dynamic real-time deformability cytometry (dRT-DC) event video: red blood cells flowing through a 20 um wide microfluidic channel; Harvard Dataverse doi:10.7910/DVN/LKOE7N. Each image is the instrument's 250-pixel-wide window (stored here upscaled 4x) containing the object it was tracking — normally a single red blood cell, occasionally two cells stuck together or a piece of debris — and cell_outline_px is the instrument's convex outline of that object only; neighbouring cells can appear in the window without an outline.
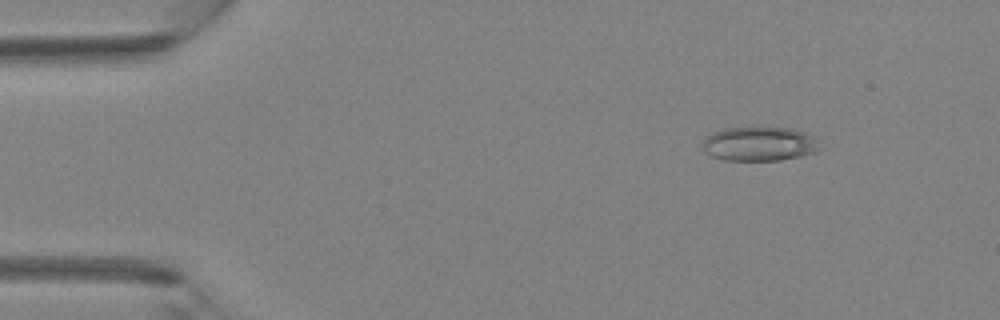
{"species": "Egyptian fruit bat (a non-hibernating species)", "species_latin": "Rousettus aegyptiacus", "temperature_condition": "room temperature", "stored_images_in_passage": 45, "camera_frame_rate_fps": 3000, "um_per_image_px": 0.085, "animal": {"sex": "female"}, "frame": {"image": 1, "passage_image": 6, "time_ms": 1.667, "image_size_px": [1000, 320], "cell_outline_px": [[824, 148], [816, 152], [800, 156], [780, 160], [724, 160], [712, 156], [704, 152], [700, 148], [704, 140], [712, 132], [724, 128], [764, 124], [792, 128], [804, 132], [812, 136]], "centroid_in_image_um": [64.55, 12.18], "position_along_channel_um": 20.5, "area_um2": 24.45}}
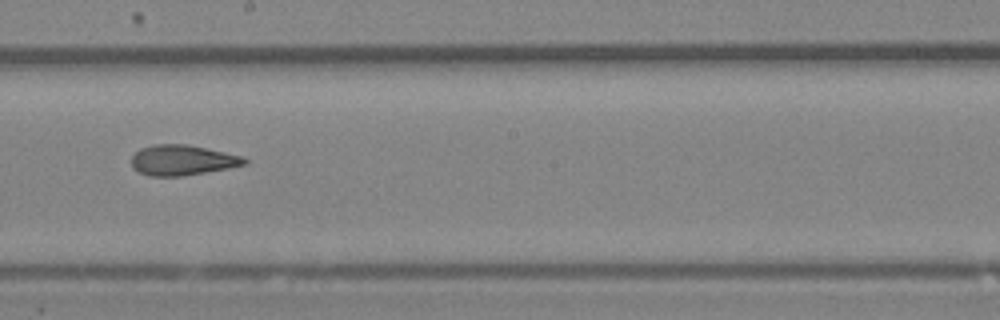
{"frame": {"image": 2, "passage_image": 26, "time_ms": 8.333, "image_size_px": [1000, 320], "cell_outline_px": [[248, 164], [228, 168], [184, 176], [148, 176], [136, 172], [132, 168], [132, 156], [140, 148], [156, 144], [184, 144], [224, 152], [240, 156], [248, 160]], "centroid_in_image_um": [15.46, 13.63], "position_along_channel_um": 232.7, "area_um2": 19.94}}
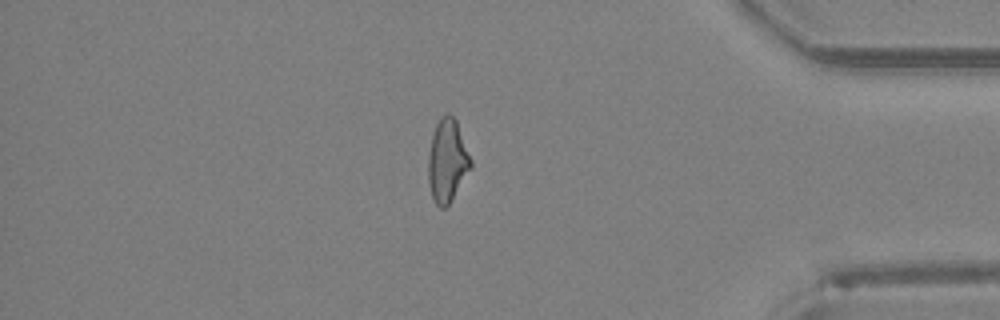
{"frame": {"image": 3, "passage_image": 39, "time_ms": 12.667, "image_size_px": [1000, 320], "cell_outline_px": [[472, 168], [448, 204], [444, 208], [440, 208], [436, 204], [432, 196], [428, 184], [428, 156], [432, 136], [436, 124], [440, 116], [448, 112], [456, 120], [472, 160]], "centroid_in_image_um": [38.02, 13.65], "position_along_channel_um": 397.2, "area_um2": 20.52}}